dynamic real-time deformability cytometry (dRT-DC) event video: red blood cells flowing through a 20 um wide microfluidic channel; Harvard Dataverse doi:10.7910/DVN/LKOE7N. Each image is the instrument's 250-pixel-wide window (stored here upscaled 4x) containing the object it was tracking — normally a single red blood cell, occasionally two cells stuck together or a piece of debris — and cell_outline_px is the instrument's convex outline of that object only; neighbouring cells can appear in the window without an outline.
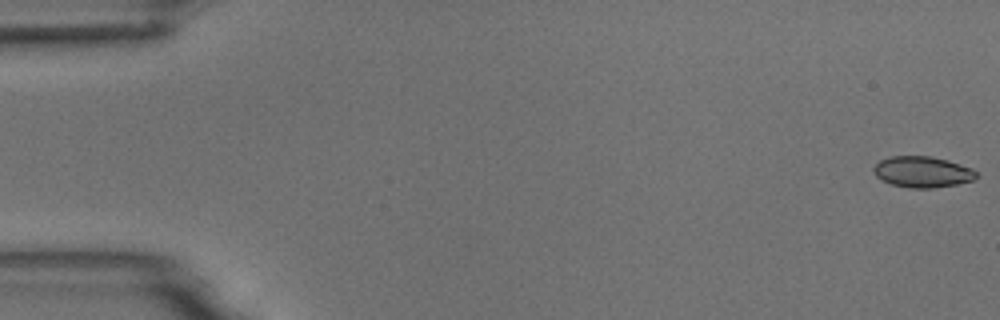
{"species": "common noctule bat (a hibernating species)", "species_latin": "Nyctalus noctula", "temperature_condition": "room temperature", "stored_images_in_passage": 6, "camera_frame_rate_fps": 3000, "um_per_image_px": 0.085, "animal": {"sex": "male", "body_mass_g": 18.8}, "frame": {"image": 1, "passage_image": 1, "time_ms": 0.0, "image_size_px": [1000, 320], "cell_outline_px": [[980, 176], [972, 180], [956, 184], [932, 188], [908, 188], [892, 184], [876, 176], [872, 168], [880, 160], [892, 156], [932, 156], [948, 160], [972, 168]], "centroid_in_image_um": [78.42, 14.6], "position_along_channel_um": 6.6, "area_um2": 18.55}}
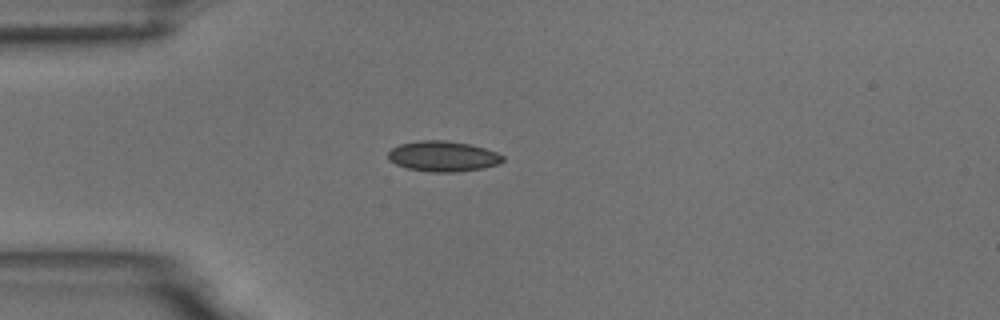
{"frame": {"image": 2, "passage_image": 5, "time_ms": 4.667, "image_size_px": [1000, 320], "cell_outline_px": [[504, 160], [500, 164], [484, 168], [456, 172], [428, 172], [408, 168], [396, 164], [388, 160], [388, 152], [392, 148], [400, 144], [420, 140], [444, 140], [468, 144], [484, 148], [496, 152], [504, 156]], "centroid_in_image_um": [37.66, 13.29], "position_along_channel_um": 47.3, "area_um2": 20.4}}